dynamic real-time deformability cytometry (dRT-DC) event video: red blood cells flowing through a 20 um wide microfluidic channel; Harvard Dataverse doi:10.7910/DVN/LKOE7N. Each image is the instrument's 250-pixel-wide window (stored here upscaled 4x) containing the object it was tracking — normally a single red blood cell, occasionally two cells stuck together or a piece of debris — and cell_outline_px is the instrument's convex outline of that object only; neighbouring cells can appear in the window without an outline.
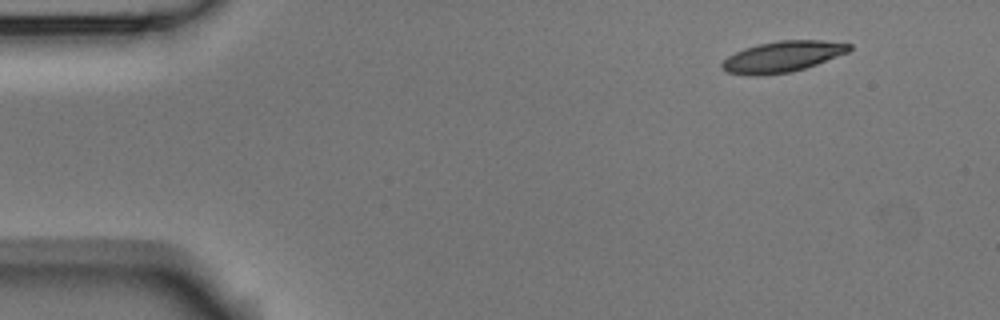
{"species": "Egyptian fruit bat (a non-hibernating species)", "species_latin": "Rousettus aegyptiacus", "temperature_condition": "room temperature", "stored_images_in_passage": 4, "camera_frame_rate_fps": 3000, "um_per_image_px": 0.085, "animal": {"sex": "male"}, "frame": {"image": 1, "passage_image": 4, "time_ms": 1.0, "image_size_px": [1000, 320], "cell_outline_px": [[852, 48], [848, 52], [816, 64], [792, 72], [760, 76], [752, 76], [724, 72], [720, 64], [728, 56], [744, 48], [760, 44], [780, 40], [820, 40], [852, 44]], "centroid_in_image_um": [66.48, 4.83], "position_along_channel_um": 18.5, "area_um2": 22.95}}